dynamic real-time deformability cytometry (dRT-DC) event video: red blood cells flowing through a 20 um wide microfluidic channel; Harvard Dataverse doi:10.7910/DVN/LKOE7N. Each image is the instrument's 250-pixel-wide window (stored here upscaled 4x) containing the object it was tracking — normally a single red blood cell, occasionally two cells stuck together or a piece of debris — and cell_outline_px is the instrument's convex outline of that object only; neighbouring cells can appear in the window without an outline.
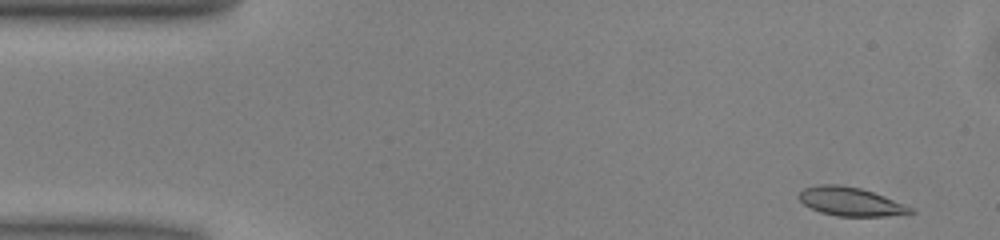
{"species": "common noctule bat (a hibernating species)", "species_latin": "Nyctalus noctula", "temperature_condition": "warm", "stored_images_in_passage": 48, "camera_frame_rate_fps": 3000, "um_per_image_px": 0.085, "animal": {"sex": "male", "body_mass_g": 13.0, "forearm_length_mm": 53.1}, "frame": {"image": 1, "passage_image": 1, "time_ms": 0.0, "image_size_px": [1000, 240], "cell_outline_px": [[916, 212], [884, 216], [836, 216], [820, 212], [804, 204], [796, 196], [804, 188], [820, 184], [836, 184], [860, 188], [884, 196], [912, 208]], "centroid_in_image_um": [72.25, 17.13], "position_along_channel_um": 12.8, "area_um2": 18.38}}
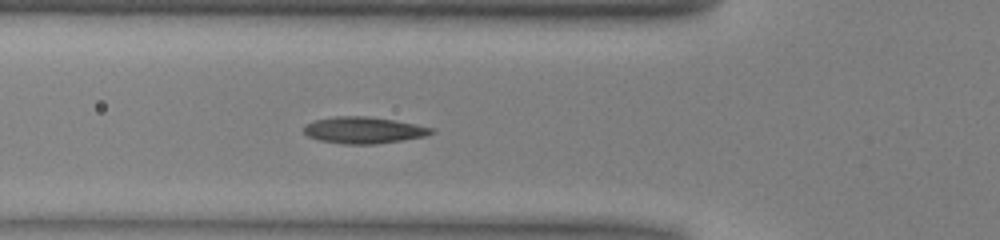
{"frame": {"image": 2, "passage_image": 15, "time_ms": 4.667, "image_size_px": [1000, 240], "cell_outline_px": [[436, 132], [428, 136], [404, 140], [376, 144], [344, 144], [320, 140], [308, 136], [304, 132], [304, 124], [312, 120], [332, 116], [368, 116], [416, 124], [436, 128]], "centroid_in_image_um": [30.94, 11.06], "position_along_channel_um": 94.9, "area_um2": 20.06}}
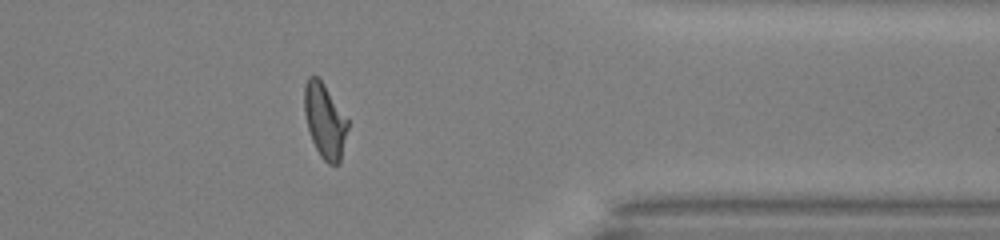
{"frame": {"image": 3, "passage_image": 38, "time_ms": 12.333, "image_size_px": [1000, 240], "cell_outline_px": [[348, 128], [340, 164], [328, 164], [320, 156], [312, 140], [308, 128], [304, 112], [304, 88], [308, 76], [316, 76], [324, 84], [348, 120]], "centroid_in_image_um": [27.61, 10.28], "position_along_channel_um": 383.8, "area_um2": 18.73}, "authors_computed_cell_mechanics": {"area_um2": 18.8428, "velocity_mm_per_s": 4.0221, "shape_relaxation_time_tau1_ms": 4.029, "shape_relaxation_time_tau2_ms": 1.1213, "deformation_change_tau1": 0.1722, "deformation_change_tau2": 0.0842}}